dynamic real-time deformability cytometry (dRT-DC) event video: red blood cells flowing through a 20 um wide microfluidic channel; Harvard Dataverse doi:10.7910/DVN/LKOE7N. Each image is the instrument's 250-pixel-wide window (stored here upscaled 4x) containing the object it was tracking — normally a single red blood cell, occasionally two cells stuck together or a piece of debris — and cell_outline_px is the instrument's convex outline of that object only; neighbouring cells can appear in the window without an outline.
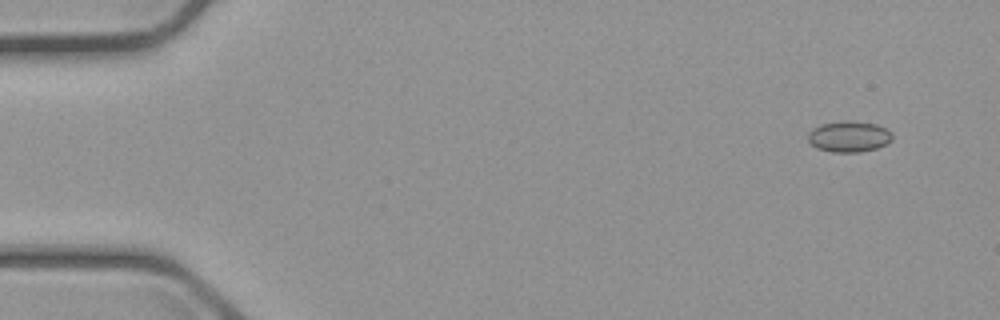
{"species": "common noctule bat (a hibernating species)", "species_latin": "Nyctalus noctula", "temperature_condition": "cold", "stored_images_in_passage": 4, "camera_frame_rate_fps": 3000, "um_per_image_px": 0.085, "animal": {"sex": "male", "body_mass_g": 23.1, "forearm_length_mm": 52.7}, "frame": {"image": 1, "passage_image": 1, "time_ms": 0.0, "image_size_px": [1000, 320], "cell_outline_px": [[892, 140], [876, 148], [860, 152], [832, 152], [816, 148], [808, 140], [808, 132], [812, 128], [820, 124], [844, 120], [852, 120], [876, 124], [888, 128], [892, 132]], "centroid_in_image_um": [72.16, 11.59], "position_along_channel_um": 12.8, "area_um2": 15.43}}